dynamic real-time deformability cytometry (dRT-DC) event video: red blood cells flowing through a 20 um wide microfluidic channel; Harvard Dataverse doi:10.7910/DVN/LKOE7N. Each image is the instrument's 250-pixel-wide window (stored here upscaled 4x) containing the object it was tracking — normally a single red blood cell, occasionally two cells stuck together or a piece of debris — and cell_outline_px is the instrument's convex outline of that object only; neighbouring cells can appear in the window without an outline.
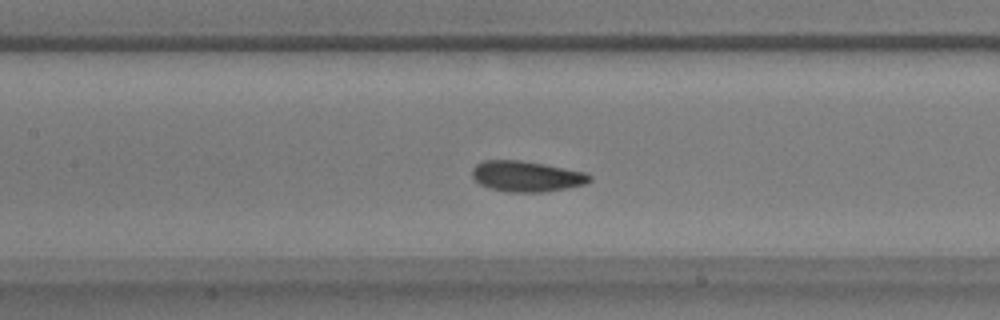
{"species": "common noctule bat (a hibernating species)", "species_latin": "Nyctalus noctula", "temperature_condition": "warm", "stored_images_in_passage": 55, "camera_frame_rate_fps": 3000, "um_per_image_px": 0.085, "animal": {"sex": "male", "body_mass_g": 17.9}, "frame": {"image": 1, "passage_image": 24, "time_ms": 7.667, "image_size_px": [1000, 320], "cell_outline_px": [[592, 180], [584, 184], [568, 188], [544, 192], [508, 192], [492, 188], [480, 184], [472, 176], [472, 168], [476, 164], [484, 160], [520, 160], [544, 164], [584, 172], [592, 176]], "centroid_in_image_um": [44.76, 14.98], "position_along_channel_um": 162.6, "area_um2": 20.92}}
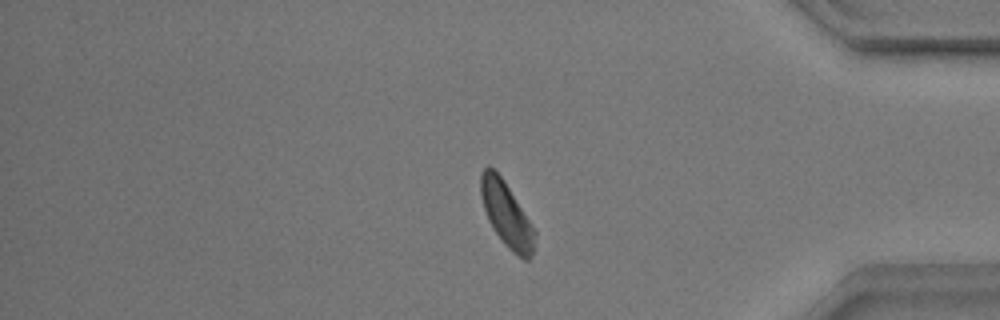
{"frame": {"image": 2, "passage_image": 46, "time_ms": 15.0, "image_size_px": [1000, 320], "cell_outline_px": [[536, 236], [532, 252], [528, 260], [524, 260], [512, 252], [504, 244], [488, 220], [480, 196], [480, 172], [488, 164], [504, 180], [532, 224], [536, 232]], "centroid_in_image_um": [43.04, 18.21], "position_along_channel_um": 392.2, "area_um2": 20.29}}
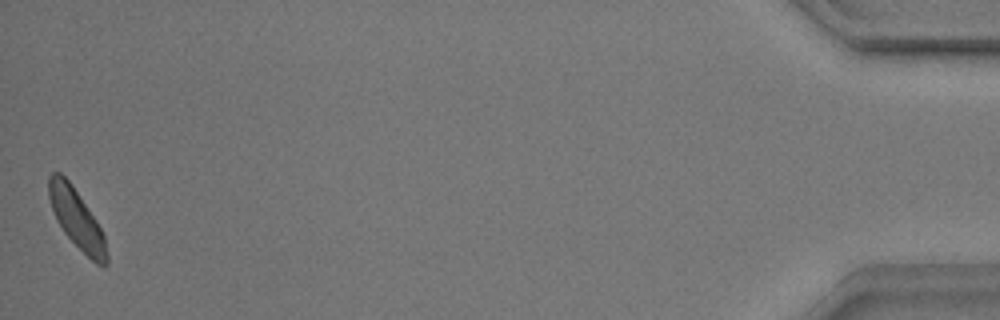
{"frame": {"image": 3, "passage_image": 55, "time_ms": 18.0, "image_size_px": [1000, 320], "cell_outline_px": [[108, 264], [104, 268], [96, 264], [64, 232], [56, 220], [48, 196], [48, 176], [52, 172], [60, 172], [72, 184], [96, 220], [104, 236], [108, 256]], "centroid_in_image_um": [6.51, 18.59], "position_along_channel_um": 428.7, "area_um2": 19.77}, "authors_computed_cell_mechanics": {"area_um2": 20.4034, "velocity_mm_per_s": 3.487, "shape_relaxation_time_tau1_ms": 2.364, "shape_relaxation_time_tau2_ms": 3.8918, "deformation_change_tau1": 0.0743, "deformation_change_tau2": 0.0562}}